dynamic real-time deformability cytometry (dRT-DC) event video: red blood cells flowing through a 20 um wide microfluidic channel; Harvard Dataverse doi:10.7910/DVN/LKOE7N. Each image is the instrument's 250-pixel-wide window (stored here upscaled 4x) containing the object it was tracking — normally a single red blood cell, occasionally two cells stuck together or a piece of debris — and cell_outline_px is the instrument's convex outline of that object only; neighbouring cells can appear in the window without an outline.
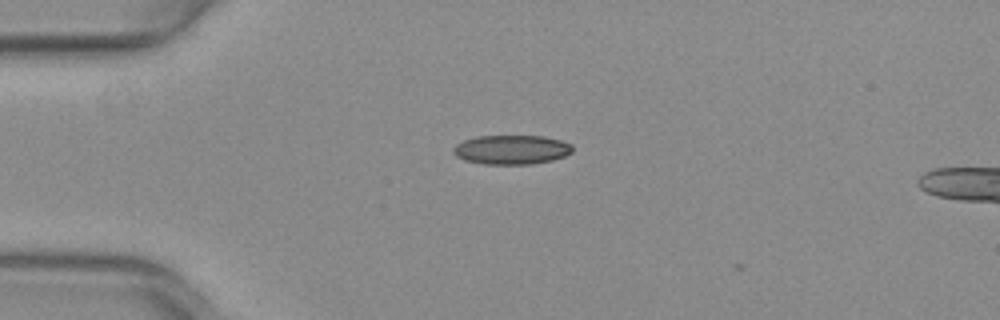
{"species": "common noctule bat (a hibernating species)", "species_latin": "Nyctalus noctula", "temperature_condition": "warm", "stored_images_in_passage": 2, "camera_frame_rate_fps": 3000, "um_per_image_px": 0.085, "animal": {"sex": "female", "body_mass_g": 29.2, "forearm_length_mm": 56.3}, "frame": {"image": 1, "passage_image": 1, "time_ms": 0.0, "image_size_px": [1000, 320], "cell_outline_px": [[572, 152], [564, 156], [552, 160], [532, 164], [484, 164], [464, 160], [456, 156], [452, 152], [452, 148], [456, 144], [464, 140], [476, 136], [544, 136], [560, 140], [572, 144]], "centroid_in_image_um": [43.46, 12.72], "position_along_channel_um": 41.5, "area_um2": 20.4}}